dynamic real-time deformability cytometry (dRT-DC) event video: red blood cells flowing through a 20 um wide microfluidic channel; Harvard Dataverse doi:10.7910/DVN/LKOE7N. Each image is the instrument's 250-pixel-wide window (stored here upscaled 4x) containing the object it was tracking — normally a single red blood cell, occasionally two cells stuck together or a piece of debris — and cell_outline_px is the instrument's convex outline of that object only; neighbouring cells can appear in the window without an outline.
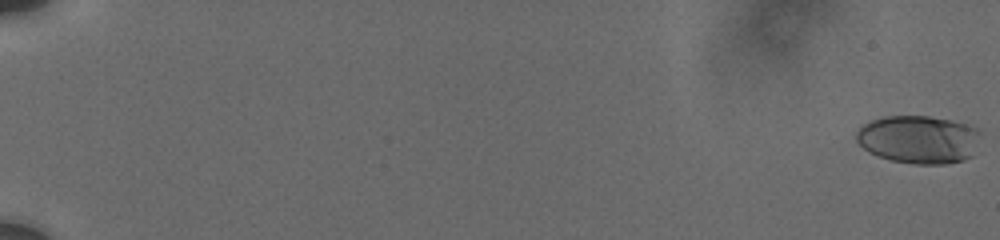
{"species": "human", "species_latin": "Homo sapiens", "temperature_condition": "cold", "stored_images_in_passage": 50, "camera_frame_rate_fps": 3000, "um_per_image_px": 0.085, "donor": {"sex": "male"}, "frame": {"image": 1, "passage_image": 1, "time_ms": 0.0, "image_size_px": [1000, 240], "cell_outline_px": [[980, 132], [972, 156], [964, 160], [944, 164], [916, 164], [892, 160], [868, 152], [856, 140], [856, 132], [864, 124], [872, 120], [884, 116], [928, 116], [952, 120], [976, 128]], "centroid_in_image_um": [78.08, 11.85], "position_along_channel_um": 6.9, "area_um2": 34.56}}
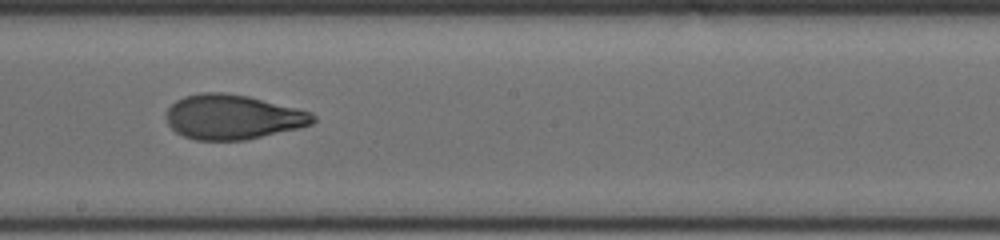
{"frame": {"image": 2, "passage_image": 31, "time_ms": 12.0, "image_size_px": [1000, 240], "cell_outline_px": [[316, 120], [312, 124], [300, 128], [248, 140], [196, 140], [184, 136], [176, 132], [168, 124], [164, 116], [168, 108], [176, 100], [184, 96], [200, 92], [224, 92], [248, 96], [312, 112], [316, 116]], "centroid_in_image_um": [19.78, 9.95], "position_along_channel_um": 228.4, "area_um2": 38.55}}
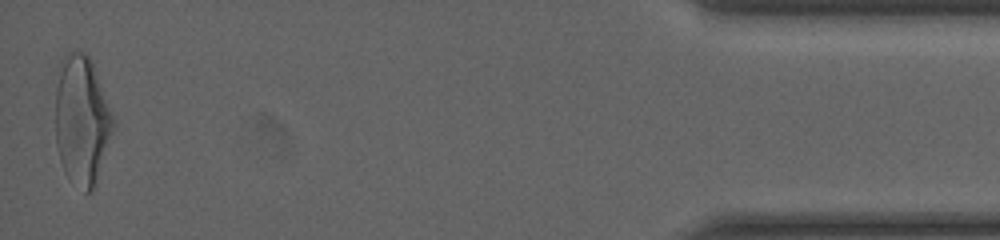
{"frame": {"image": 3, "passage_image": 50, "time_ms": 19.333, "image_size_px": [1000, 240], "cell_outline_px": [[116, 124], [96, 188], [92, 192], [84, 192], [64, 172], [60, 160], [56, 144], [56, 88], [60, 60], [68, 52], [84, 52], [92, 60], [116, 120]], "centroid_in_image_um": [7.0, 10.25], "position_along_channel_um": 428.2, "area_um2": 44.39}, "authors_computed_cell_mechanics": {"area_um2": 37.9457, "velocity_mm_per_s": 3.7272, "shape_relaxation_time_tau1_ms": 4.2879, "shape_relaxation_time_tau2_ms": 1.4444, "deformation_change_tau1": 0.1845, "deformation_change_tau2": 0.0776}}